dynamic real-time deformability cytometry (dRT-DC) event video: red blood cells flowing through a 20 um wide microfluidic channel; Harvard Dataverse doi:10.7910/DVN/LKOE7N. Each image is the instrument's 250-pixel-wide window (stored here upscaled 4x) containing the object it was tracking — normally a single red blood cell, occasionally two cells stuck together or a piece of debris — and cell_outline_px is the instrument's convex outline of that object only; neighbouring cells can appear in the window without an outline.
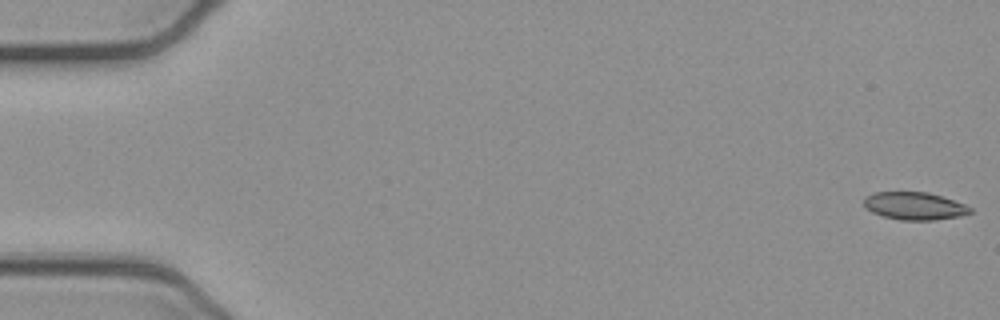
{"species": "common noctule bat (a hibernating species)", "species_latin": "Nyctalus noctula", "temperature_condition": "cold", "stored_images_in_passage": 48, "camera_frame_rate_fps": 3000, "um_per_image_px": 0.085, "animal": {"sex": "female", "body_mass_g": 21.9}, "frame": {"image": 1, "passage_image": 1, "time_ms": 0.0, "image_size_px": [1000, 320], "cell_outline_px": [[972, 212], [960, 216], [936, 220], [900, 220], [884, 216], [872, 212], [864, 208], [864, 196], [876, 192], [928, 192], [964, 204], [972, 208]], "centroid_in_image_um": [77.71, 17.51], "position_along_channel_um": 7.3, "area_um2": 17.11}}
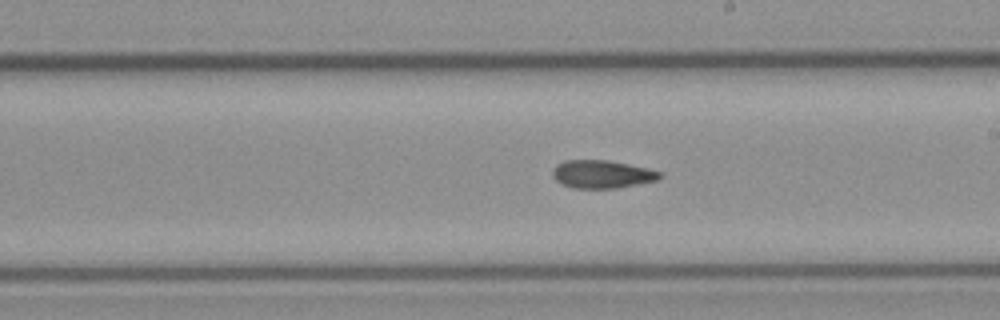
{"frame": {"image": 2, "passage_image": 30, "time_ms": 9.667, "image_size_px": [1000, 320], "cell_outline_px": [[660, 176], [656, 180], [616, 188], [572, 188], [560, 184], [552, 176], [552, 172], [556, 164], [564, 160], [604, 160], [628, 164], [648, 168], [660, 172]], "centroid_in_image_um": [51.09, 14.8], "position_along_channel_um": 237.9, "area_um2": 17.34}}
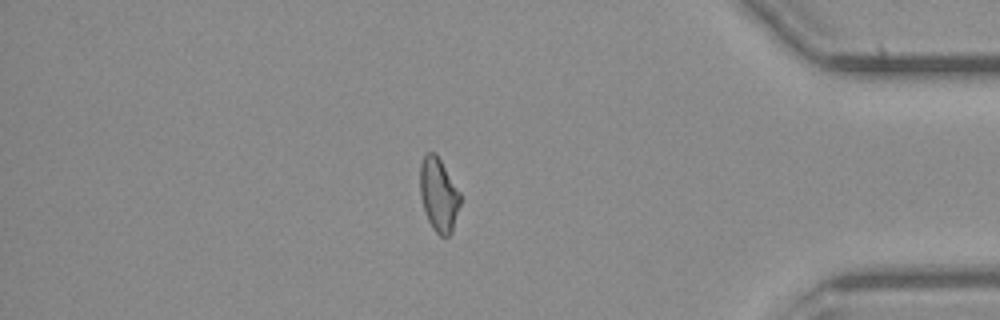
{"frame": {"image": 3, "passage_image": 45, "time_ms": 14.667, "image_size_px": [1000, 320], "cell_outline_px": [[460, 204], [452, 232], [448, 236], [440, 236], [432, 228], [424, 212], [420, 196], [420, 164], [424, 156], [428, 152], [436, 152], [460, 192]], "centroid_in_image_um": [37.28, 16.55], "position_along_channel_um": 397.9, "area_um2": 17.34}, "authors_computed_cell_mechanics": {"area_um2": 17.7157, "velocity_mm_per_s": 3.9021, "shape_relaxation_time_tau1_ms": 9.3596, "shape_relaxation_time_tau2_ms": 4.007, "deformation_change_tau1": 0.1888, "deformation_change_tau2": 0.1125}}